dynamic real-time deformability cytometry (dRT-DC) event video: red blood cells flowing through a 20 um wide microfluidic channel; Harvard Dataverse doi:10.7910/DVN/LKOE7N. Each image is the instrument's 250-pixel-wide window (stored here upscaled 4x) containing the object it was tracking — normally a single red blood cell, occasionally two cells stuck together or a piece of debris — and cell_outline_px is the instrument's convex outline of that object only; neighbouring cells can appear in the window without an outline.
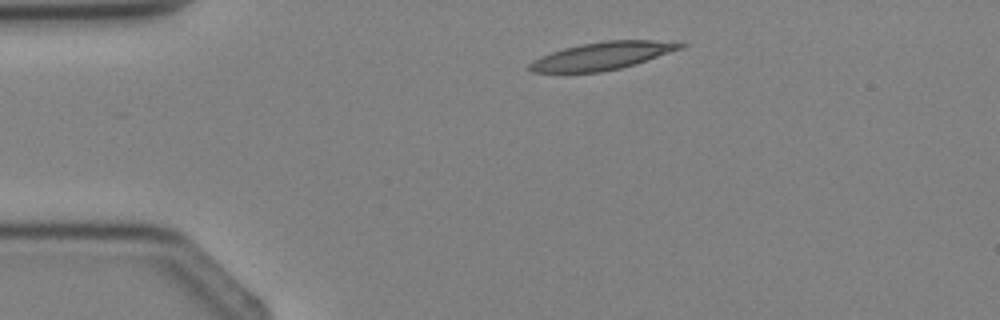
{"species": "Egyptian fruit bat (a non-hibernating species)", "species_latin": "Rousettus aegyptiacus", "temperature_condition": "cold", "stored_images_in_passage": 3, "segment_of_instrument_passage": [1, 2], "camera_frame_rate_fps": 3000, "um_per_image_px": 0.085, "animal": {"sex": "female"}, "frame": {"image": 1, "passage_image": 1, "time_ms": 0.0, "image_size_px": [1000, 320], "cell_outline_px": [[688, 44], [684, 48], [636, 64], [620, 68], [600, 72], [532, 72], [528, 68], [528, 64], [532, 60], [540, 56], [564, 48], [580, 44], [604, 40], [652, 40]], "centroid_in_image_um": [51.19, 4.74], "position_along_channel_um": 33.8, "area_um2": 24.33}}